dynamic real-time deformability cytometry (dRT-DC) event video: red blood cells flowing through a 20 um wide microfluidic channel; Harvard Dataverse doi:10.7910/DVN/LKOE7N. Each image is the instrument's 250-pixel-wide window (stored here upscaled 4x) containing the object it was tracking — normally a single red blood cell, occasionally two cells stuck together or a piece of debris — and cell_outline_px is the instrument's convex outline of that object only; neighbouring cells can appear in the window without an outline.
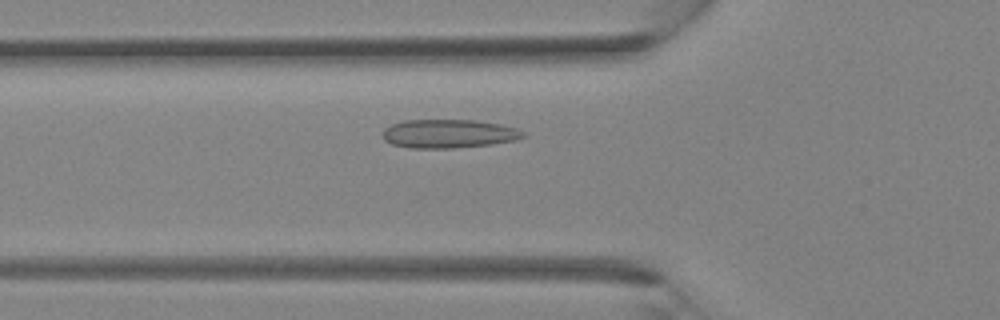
{"species": "Egyptian fruit bat (a non-hibernating species)", "species_latin": "Rousettus aegyptiacus", "temperature_condition": "room temperature", "stored_images_in_passage": 32, "camera_frame_rate_fps": 3000, "um_per_image_px": 0.085, "animal": {"sex": "female"}, "frame": {"image": 1, "passage_image": 8, "time_ms": 2.333, "image_size_px": [1000, 320], "cell_outline_px": [[528, 136], [516, 140], [488, 144], [456, 148], [412, 148], [392, 144], [384, 140], [384, 128], [392, 124], [404, 120], [476, 120], [500, 124], [516, 128], [524, 132]], "centroid_in_image_um": [38.16, 11.36], "position_along_channel_um": 87.6, "area_um2": 23.41}}
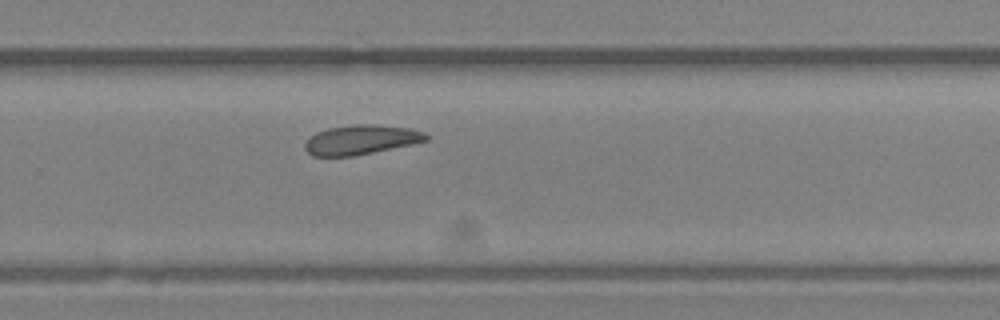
{"frame": {"image": 2, "passage_image": 20, "time_ms": 6.333, "image_size_px": [1000, 320], "cell_outline_px": [[428, 140], [412, 144], [352, 156], [312, 156], [304, 148], [304, 144], [316, 132], [328, 128], [356, 124], [372, 124], [408, 128], [424, 132], [428, 136]], "centroid_in_image_um": [30.67, 11.88], "position_along_channel_um": 299.1, "area_um2": 20.58}}
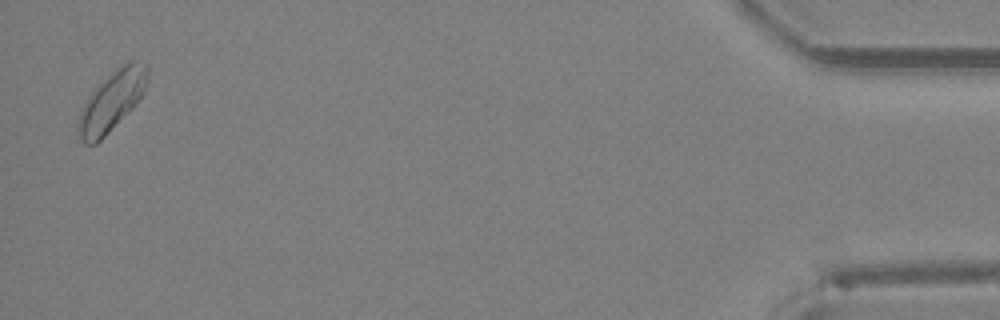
{"frame": {"image": 3, "passage_image": 32, "time_ms": 10.333, "image_size_px": [1000, 320], "cell_outline_px": [[148, 84], [144, 92], [132, 108], [96, 144], [84, 144], [80, 140], [76, 132], [76, 120], [80, 108], [88, 96], [100, 80], [116, 68], [128, 60], [136, 60], [148, 64]], "centroid_in_image_um": [9.46, 8.56], "position_along_channel_um": 425.7, "area_um2": 24.74}}